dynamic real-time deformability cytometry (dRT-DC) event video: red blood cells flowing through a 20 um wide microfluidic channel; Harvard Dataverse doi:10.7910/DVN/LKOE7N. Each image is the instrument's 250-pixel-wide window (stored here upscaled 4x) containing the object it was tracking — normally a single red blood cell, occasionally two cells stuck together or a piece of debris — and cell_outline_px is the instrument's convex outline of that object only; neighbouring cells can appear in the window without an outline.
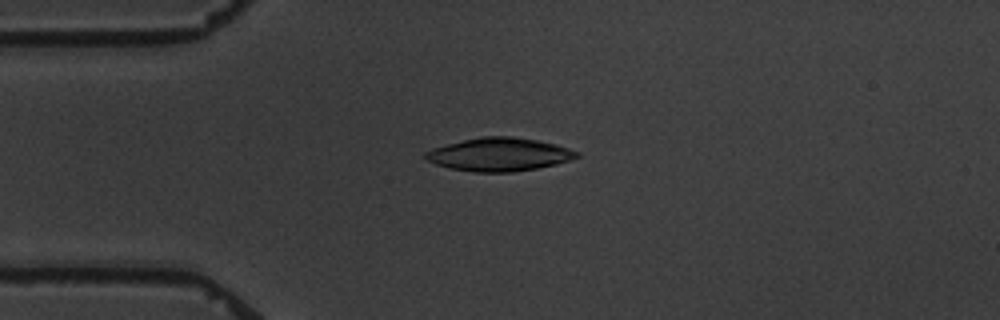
{"species": "common noctule bat (a hibernating species)", "species_latin": "Nyctalus noctula", "temperature_condition": "warm", "stored_images_in_passage": 2, "camera_frame_rate_fps": 3000, "um_per_image_px": 0.085, "animal": {"sex": "male", "body_mass_g": 19.5, "forearm_length_mm": 54.6}, "frame": {"image": 1, "passage_image": 1, "time_ms": 0.0, "image_size_px": [1000, 320], "cell_outline_px": [[580, 156], [556, 164], [536, 168], [512, 172], [472, 172], [448, 168], [436, 164], [428, 160], [424, 156], [424, 152], [432, 148], [480, 136], [512, 136], [536, 140], [556, 144], [580, 152]], "centroid_in_image_um": [42.42, 13.13], "position_along_channel_um": 42.6, "area_um2": 29.25}}